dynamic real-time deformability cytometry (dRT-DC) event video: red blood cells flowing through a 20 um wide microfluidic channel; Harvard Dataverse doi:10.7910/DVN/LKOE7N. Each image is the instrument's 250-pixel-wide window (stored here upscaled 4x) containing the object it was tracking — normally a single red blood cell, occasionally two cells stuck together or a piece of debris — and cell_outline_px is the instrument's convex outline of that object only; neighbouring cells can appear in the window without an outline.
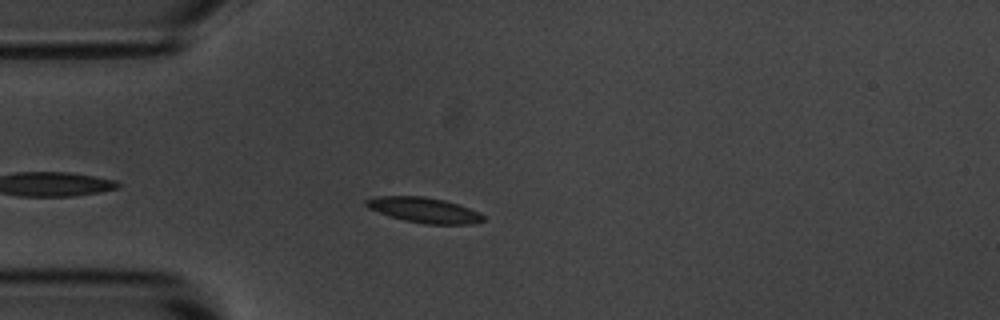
{"species": "common noctule bat (a hibernating species)", "species_latin": "Nyctalus noctula", "temperature_condition": "room temperature", "stored_images_in_passage": 25, "camera_frame_rate_fps": 3000, "um_per_image_px": 0.085, "animal": {"sex": "male", "body_mass_g": 20.1, "forearm_length_mm": 53.5}, "frame": {"image": 1, "passage_image": 6, "time_ms": 1.667, "image_size_px": [1000, 320], "cell_outline_px": [[484, 220], [472, 224], [424, 224], [404, 220], [368, 208], [364, 204], [364, 200], [376, 196], [424, 196], [444, 200], [480, 212], [484, 216]], "centroid_in_image_um": [36.04, 17.85], "position_along_channel_um": 49.0, "area_um2": 17.11}}
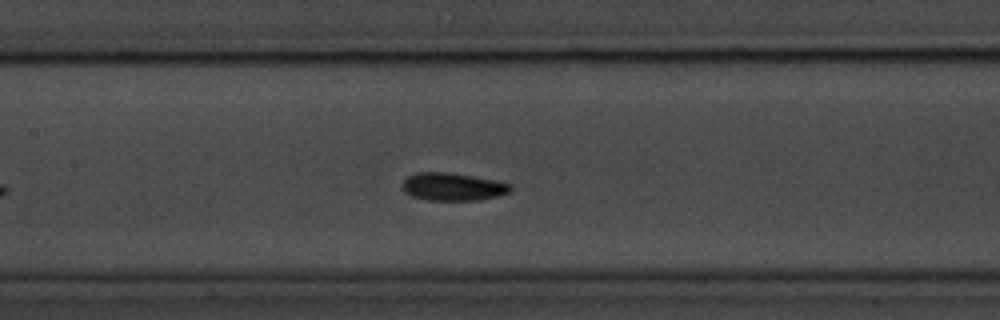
{"frame": {"image": 2, "passage_image": 17, "time_ms": 5.333, "image_size_px": [1000, 320], "cell_outline_px": [[512, 188], [508, 192], [496, 196], [480, 200], [428, 200], [412, 196], [404, 192], [400, 188], [404, 180], [408, 176], [416, 172], [448, 172], [496, 180], [512, 184]], "centroid_in_image_um": [38.45, 15.87], "position_along_channel_um": 168.9, "area_um2": 17.57}}
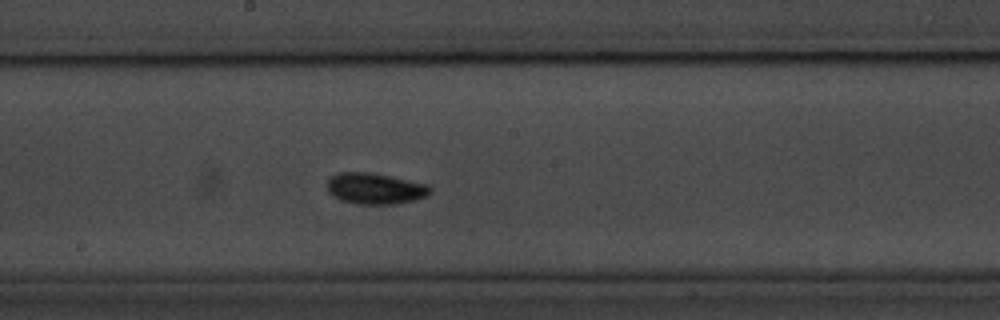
{"frame": {"image": 3, "passage_image": 21, "time_ms": 6.667, "image_size_px": [1000, 320], "cell_outline_px": [[432, 192], [428, 196], [416, 200], [396, 204], [360, 204], [340, 200], [332, 196], [328, 192], [328, 180], [336, 172], [368, 172], [428, 184], [432, 188]], "centroid_in_image_um": [31.9, 16.03], "position_along_channel_um": 216.3, "area_um2": 18.79}}